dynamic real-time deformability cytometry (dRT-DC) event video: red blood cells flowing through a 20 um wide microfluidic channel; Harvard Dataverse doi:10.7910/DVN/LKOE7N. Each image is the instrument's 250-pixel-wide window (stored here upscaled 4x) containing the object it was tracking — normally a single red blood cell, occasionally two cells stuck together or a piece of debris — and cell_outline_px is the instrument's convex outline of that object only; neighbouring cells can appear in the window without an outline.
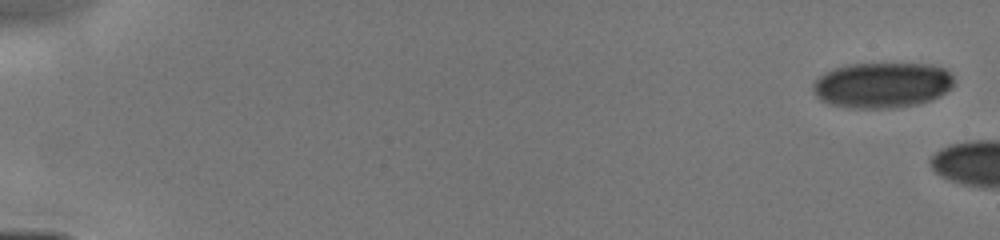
{"species": "human", "species_latin": "Homo sapiens", "temperature_condition": "cold", "stored_images_in_passage": 3, "camera_frame_rate_fps": 3000, "um_per_image_px": 0.085, "donor": {"sex": "male"}, "frame": {"image": 1, "passage_image": 1, "time_ms": 0.0, "image_size_px": [1000, 240], "cell_outline_px": [[952, 88], [940, 96], [932, 100], [920, 104], [896, 108], [844, 108], [820, 100], [812, 92], [812, 84], [824, 72], [848, 64], [928, 64], [944, 68], [952, 72]], "centroid_in_image_um": [74.98, 7.25], "position_along_channel_um": 10.0, "area_um2": 37.8}}